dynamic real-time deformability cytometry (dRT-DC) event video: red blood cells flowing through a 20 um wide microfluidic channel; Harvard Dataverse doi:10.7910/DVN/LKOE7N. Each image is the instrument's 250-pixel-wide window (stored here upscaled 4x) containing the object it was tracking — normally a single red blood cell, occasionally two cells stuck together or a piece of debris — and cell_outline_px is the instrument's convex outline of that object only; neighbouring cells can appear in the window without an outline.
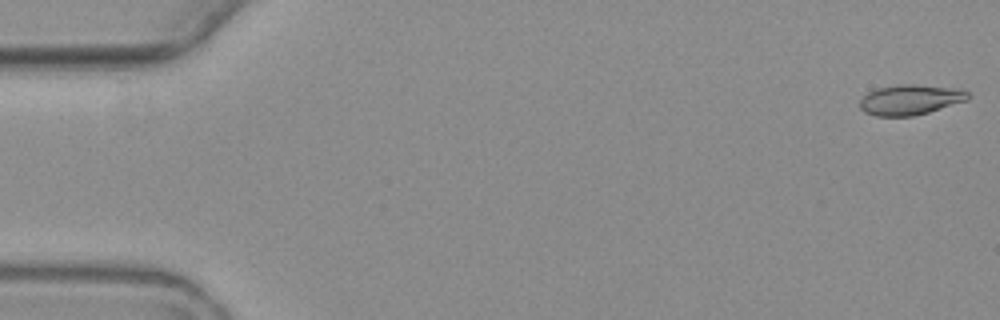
{"species": "common noctule bat (a hibernating species)", "species_latin": "Nyctalus noctula", "temperature_condition": "warm", "stored_images_in_passage": 5, "camera_frame_rate_fps": 3000, "um_per_image_px": 0.085, "animal": {"sex": "female", "body_mass_g": 19.3, "forearm_length_mm": 54.1}, "frame": {"image": 1, "passage_image": 1, "time_ms": 0.0, "image_size_px": [1000, 320], "cell_outline_px": [[972, 96], [968, 100], [928, 112], [912, 116], [876, 116], [864, 112], [860, 108], [860, 100], [868, 92], [876, 88], [900, 84], [916, 84], [960, 88], [968, 92]], "centroid_in_image_um": [77.4, 8.46], "position_along_channel_um": 7.6, "area_um2": 19.25}}
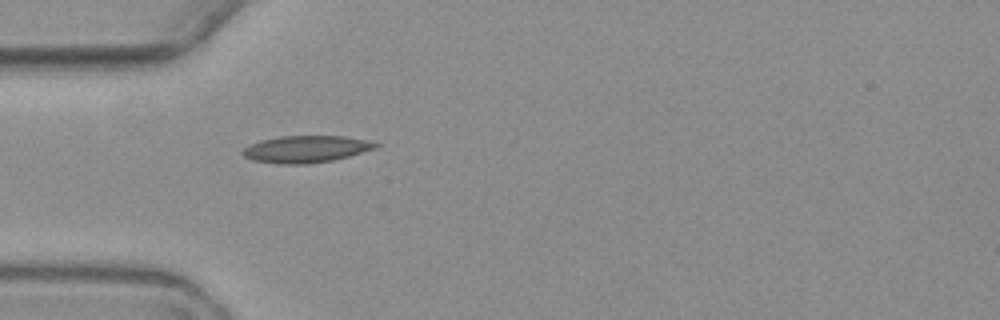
{"frame": {"image": 2, "passage_image": 5, "time_ms": 5.667, "image_size_px": [1000, 320], "cell_outline_px": [[380, 144], [376, 148], [348, 156], [332, 160], [308, 164], [280, 164], [252, 160], [244, 156], [240, 152], [248, 144], [260, 140], [280, 136], [344, 136], [368, 140]], "centroid_in_image_um": [25.97, 12.67], "position_along_channel_um": 59.0, "area_um2": 20.92}}